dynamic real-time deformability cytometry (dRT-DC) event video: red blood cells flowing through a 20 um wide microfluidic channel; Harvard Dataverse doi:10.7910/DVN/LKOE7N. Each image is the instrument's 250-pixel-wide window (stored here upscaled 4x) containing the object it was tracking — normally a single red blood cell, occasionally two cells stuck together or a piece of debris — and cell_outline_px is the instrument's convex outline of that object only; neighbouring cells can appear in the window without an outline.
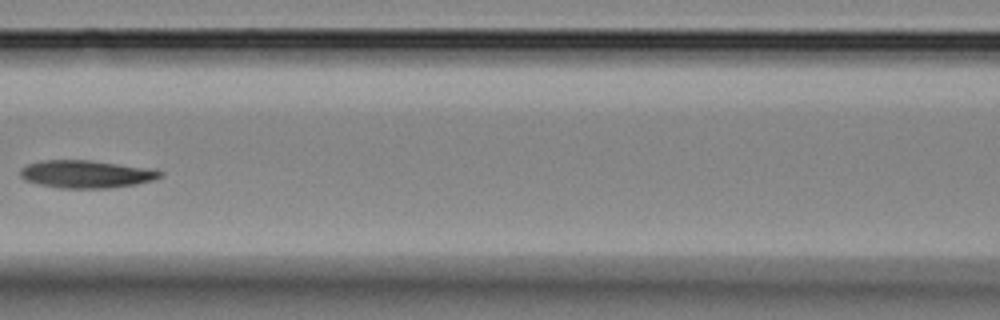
{"species": "Egyptian fruit bat (a non-hibernating species)", "species_latin": "Rousettus aegyptiacus", "temperature_condition": "room temperature", "stored_images_in_passage": 14, "camera_frame_rate_fps": 3000, "um_per_image_px": 0.085, "animal": {"sex": "female"}, "frame": {"image": 1, "passage_image": 7, "time_ms": 8.0, "image_size_px": [1000, 320], "cell_outline_px": [[164, 176], [152, 180], [136, 184], [108, 188], [60, 188], [40, 184], [24, 180], [20, 176], [20, 168], [28, 164], [40, 160], [88, 160], [156, 168], [164, 172]], "centroid_in_image_um": [7.38, 14.79], "position_along_channel_um": 159.2, "area_um2": 22.83}}
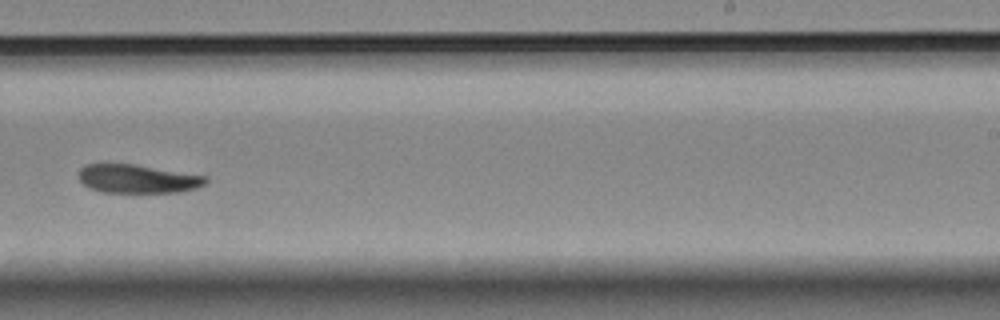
{"frame": {"image": 2, "passage_image": 10, "time_ms": 11.333, "image_size_px": [1000, 320], "cell_outline_px": [[208, 184], [196, 188], [176, 192], [100, 192], [84, 184], [80, 180], [80, 168], [88, 164], [132, 164], [208, 176]], "centroid_in_image_um": [11.75, 15.2], "position_along_channel_um": 277.3, "area_um2": 20.92}}
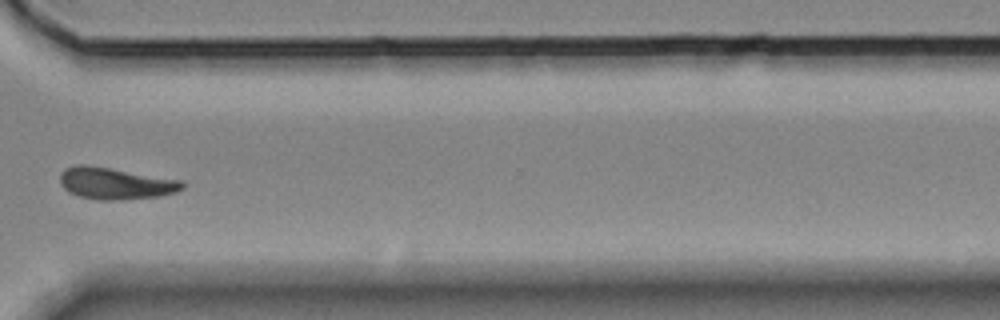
{"frame": {"image": 3, "passage_image": 12, "time_ms": 13.667, "image_size_px": [1000, 320], "cell_outline_px": [[184, 188], [176, 192], [160, 196], [120, 200], [96, 200], [80, 196], [68, 192], [60, 184], [60, 172], [64, 168], [76, 164], [84, 164], [180, 180], [184, 184]], "centroid_in_image_um": [9.76, 15.6], "position_along_channel_um": 360.8, "area_um2": 22.54}}